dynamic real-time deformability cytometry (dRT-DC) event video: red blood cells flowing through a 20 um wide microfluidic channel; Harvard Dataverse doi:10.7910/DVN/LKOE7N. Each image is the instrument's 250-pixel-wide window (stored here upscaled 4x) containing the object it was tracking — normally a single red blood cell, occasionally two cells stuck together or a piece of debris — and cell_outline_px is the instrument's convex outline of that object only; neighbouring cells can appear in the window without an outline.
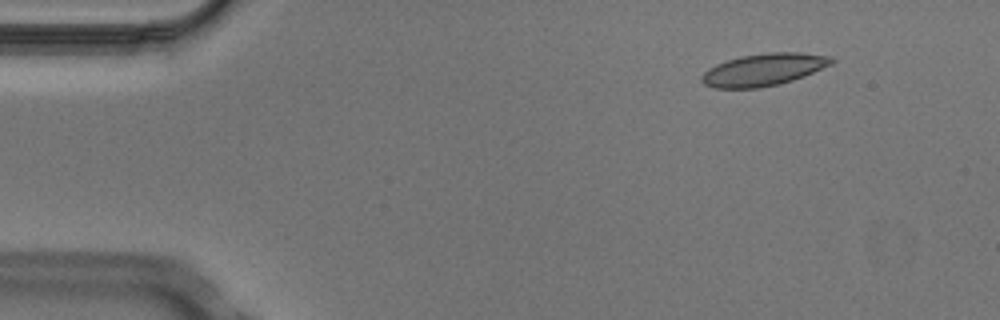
{"species": "Egyptian fruit bat (a non-hibernating species)", "species_latin": "Rousettus aegyptiacus", "temperature_condition": "cold", "stored_images_in_passage": 4, "camera_frame_rate_fps": 3000, "um_per_image_px": 0.085, "animal": {"sex": "male"}, "frame": {"image": 1, "passage_image": 2, "time_ms": 0.333, "image_size_px": [1000, 320], "cell_outline_px": [[836, 60], [832, 64], [804, 76], [780, 84], [760, 88], [712, 88], [704, 84], [700, 80], [700, 76], [708, 68], [716, 64], [740, 56], [768, 52], [800, 52], [832, 56]], "centroid_in_image_um": [64.91, 5.92], "position_along_channel_um": 20.1, "area_um2": 24.62}}